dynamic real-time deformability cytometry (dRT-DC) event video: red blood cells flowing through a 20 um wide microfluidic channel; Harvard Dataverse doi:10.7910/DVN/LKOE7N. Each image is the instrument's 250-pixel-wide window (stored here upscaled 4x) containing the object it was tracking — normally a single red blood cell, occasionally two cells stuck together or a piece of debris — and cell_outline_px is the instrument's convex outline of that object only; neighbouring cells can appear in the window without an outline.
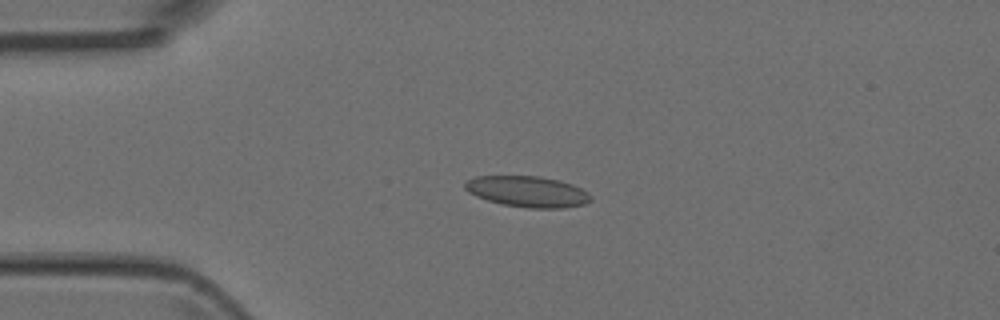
{"species": "Egyptian fruit bat (a non-hibernating species)", "species_latin": "Rousettus aegyptiacus", "temperature_condition": "room temperature", "stored_images_in_passage": 7, "camera_frame_rate_fps": 3000, "um_per_image_px": 0.085, "animal": {"sex": "female"}, "frame": {"image": 1, "passage_image": 2, "time_ms": 0.333, "image_size_px": [1000, 320], "cell_outline_px": [[592, 200], [584, 204], [564, 208], [528, 208], [500, 204], [476, 196], [468, 192], [464, 188], [464, 180], [476, 176], [540, 176], [560, 180], [572, 184], [588, 192], [592, 196]], "centroid_in_image_um": [44.83, 16.28], "position_along_channel_um": 40.2, "area_um2": 22.95}}
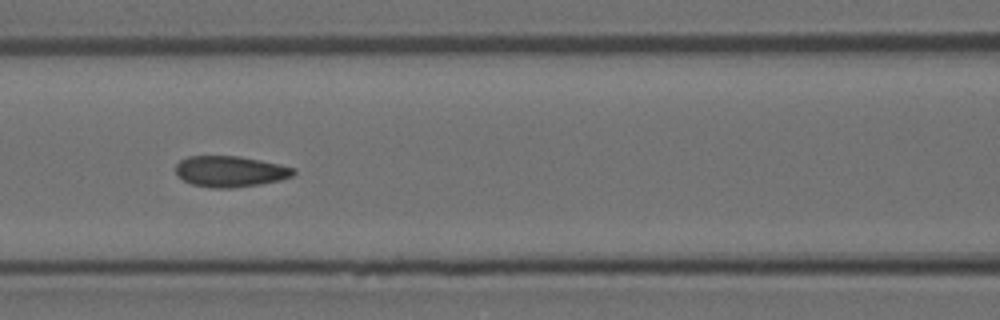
{"frame": {"image": 2, "passage_image": 5, "time_ms": 1.333, "image_size_px": [1000, 320], "cell_outline_px": [[296, 172], [292, 176], [280, 180], [260, 184], [232, 188], [212, 188], [192, 184], [184, 180], [176, 172], [176, 164], [180, 160], [188, 156], [240, 156], [280, 164], [296, 168]], "centroid_in_image_um": [19.59, 14.57], "position_along_channel_um": 147.0, "area_um2": 21.27}}
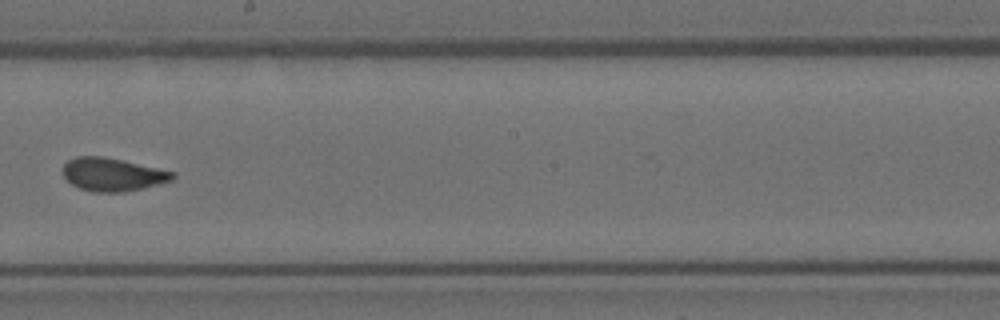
{"frame": {"image": 3, "passage_image": 7, "time_ms": 2.0, "image_size_px": [1000, 320], "cell_outline_px": [[176, 176], [172, 180], [140, 188], [120, 192], [92, 192], [80, 188], [72, 184], [60, 172], [64, 164], [68, 160], [76, 156], [104, 156], [176, 172]], "centroid_in_image_um": [9.53, 14.81], "position_along_channel_um": 238.7, "area_um2": 21.1}}